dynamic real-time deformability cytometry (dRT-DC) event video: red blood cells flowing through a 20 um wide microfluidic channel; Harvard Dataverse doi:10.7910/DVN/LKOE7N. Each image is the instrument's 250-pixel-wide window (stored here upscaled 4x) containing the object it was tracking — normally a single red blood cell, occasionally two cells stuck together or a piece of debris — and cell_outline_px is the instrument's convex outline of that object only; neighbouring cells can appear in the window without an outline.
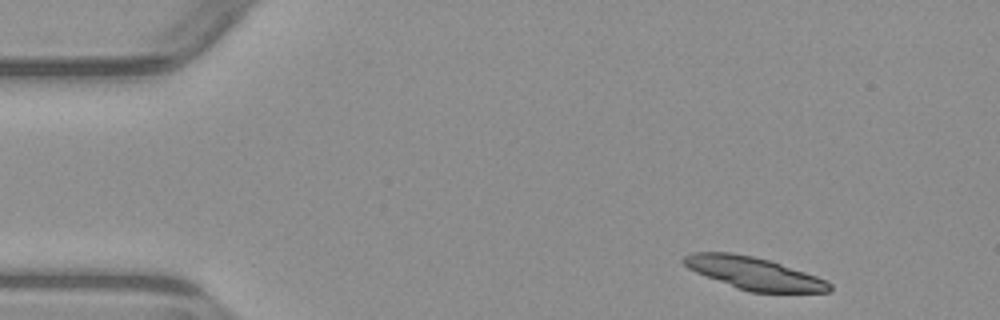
{"species": "common noctule bat (a hibernating species)", "species_latin": "Nyctalus noctula", "temperature_condition": "warm", "stored_images_in_passage": 4, "camera_frame_rate_fps": 3000, "um_per_image_px": 0.085, "animal": {"sex": "male", "body_mass_g": 23.1, "forearm_length_mm": 52.7}, "frame": {"image": 1, "passage_image": 1, "time_ms": 0.0, "image_size_px": [1000, 320], "cell_outline_px": [[832, 288], [828, 292], [748, 292], [736, 288], [696, 272], [688, 268], [680, 260], [684, 256], [692, 252], [732, 252], [752, 256], [768, 260], [816, 276], [832, 284]], "centroid_in_image_um": [64.04, 23.22], "position_along_channel_um": 21.0, "area_um2": 27.28}}